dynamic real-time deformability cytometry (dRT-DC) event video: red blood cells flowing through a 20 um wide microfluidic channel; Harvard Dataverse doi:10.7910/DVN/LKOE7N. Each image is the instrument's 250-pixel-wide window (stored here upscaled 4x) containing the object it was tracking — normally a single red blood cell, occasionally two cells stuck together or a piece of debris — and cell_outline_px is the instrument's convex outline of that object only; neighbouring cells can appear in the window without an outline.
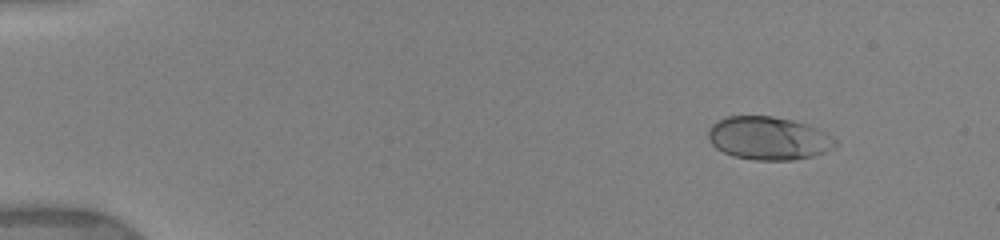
{"species": "human", "species_latin": "Homo sapiens", "temperature_condition": "warm", "stored_images_in_passage": 22, "camera_frame_rate_fps": 3000, "um_per_image_px": 0.085, "donor": {"sex": "female"}, "frame": {"image": 1, "passage_image": 3, "time_ms": 1.333, "image_size_px": [1000, 240], "cell_outline_px": [[836, 144], [832, 148], [824, 152], [812, 156], [792, 160], [756, 160], [732, 156], [716, 148], [712, 144], [708, 136], [708, 128], [712, 124], [728, 116], [772, 116], [792, 120], [808, 124], [824, 132], [836, 140]], "centroid_in_image_um": [65.3, 11.75], "position_along_channel_um": 19.7, "area_um2": 31.79}}
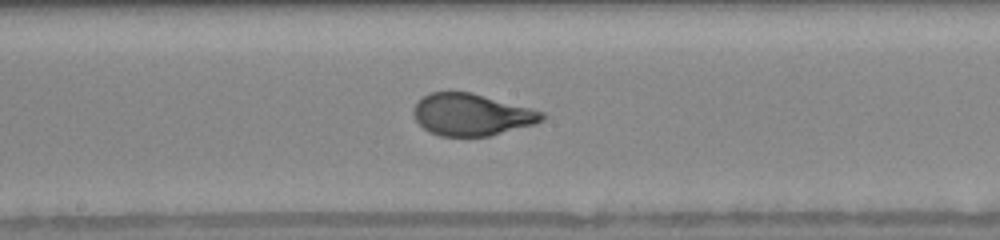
{"frame": {"image": 2, "passage_image": 18, "time_ms": 9.0, "image_size_px": [1000, 240], "cell_outline_px": [[548, 116], [544, 120], [536, 124], [488, 136], [440, 136], [428, 132], [416, 120], [412, 112], [416, 104], [424, 96], [432, 92], [472, 92], [532, 108], [544, 112]], "centroid_in_image_um": [40.13, 9.75], "position_along_channel_um": 208.1, "area_um2": 31.5}}